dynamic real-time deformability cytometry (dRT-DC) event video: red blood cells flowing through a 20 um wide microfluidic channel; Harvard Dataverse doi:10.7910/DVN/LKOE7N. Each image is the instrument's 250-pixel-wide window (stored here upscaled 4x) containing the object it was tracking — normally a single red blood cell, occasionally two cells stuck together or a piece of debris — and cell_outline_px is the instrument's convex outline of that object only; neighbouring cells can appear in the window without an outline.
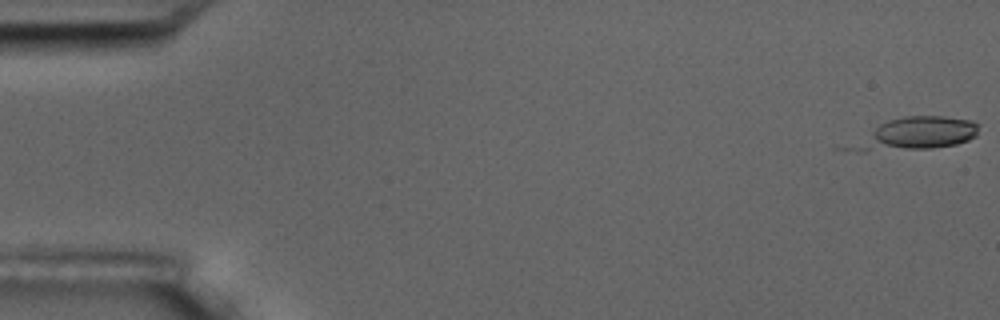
{"species": "common noctule bat (a hibernating species)", "species_latin": "Nyctalus noctula", "temperature_condition": "room temperature", "stored_images_in_passage": 6, "camera_frame_rate_fps": 3000, "um_per_image_px": 0.085, "animal": {"sex": "male", "body_mass_g": 17.5, "forearm_length_mm": 52.3}, "frame": {"image": 1, "passage_image": 1, "time_ms": 0.0, "image_size_px": [1000, 320], "cell_outline_px": [[980, 124], [976, 136], [968, 140], [956, 144], [932, 148], [864, 152], [860, 152], [832, 148], [888, 120], [904, 116], [944, 116], [972, 120]], "centroid_in_image_um": [77.6, 11.41], "position_along_channel_um": 7.4, "area_um2": 25.49}}
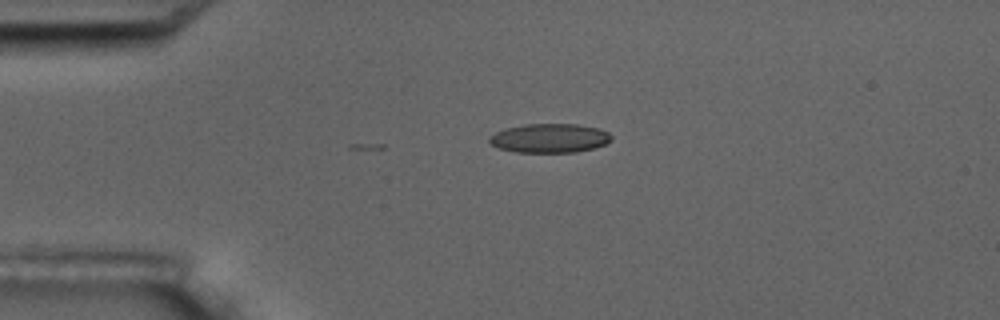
{"frame": {"image": 2, "passage_image": 5, "time_ms": 4.333, "image_size_px": [1000, 320], "cell_outline_px": [[612, 140], [596, 148], [576, 152], [516, 152], [500, 148], [492, 144], [488, 140], [488, 136], [504, 128], [524, 124], [576, 124], [600, 128], [608, 132], [612, 136]], "centroid_in_image_um": [46.73, 11.74], "position_along_channel_um": 38.3, "area_um2": 20.81}}